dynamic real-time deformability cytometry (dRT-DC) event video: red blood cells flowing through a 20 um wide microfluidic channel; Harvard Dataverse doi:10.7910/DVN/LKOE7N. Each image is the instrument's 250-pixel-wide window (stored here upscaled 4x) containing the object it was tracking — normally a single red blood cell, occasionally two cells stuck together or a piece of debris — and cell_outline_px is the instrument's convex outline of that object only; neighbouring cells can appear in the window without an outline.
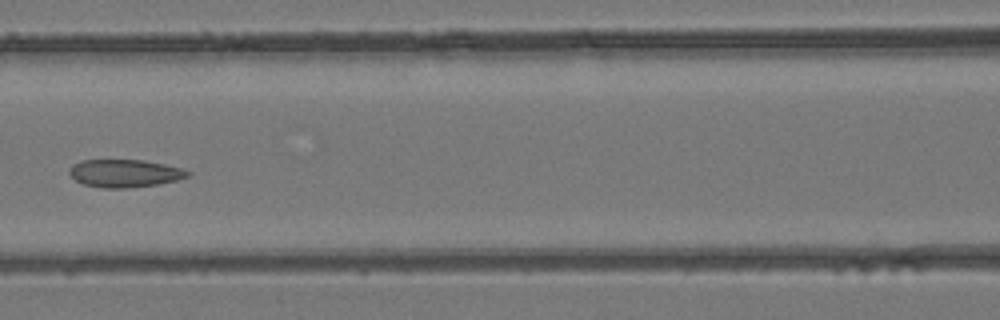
{"species": "common noctule bat (a hibernating species)", "species_latin": "Nyctalus noctula", "temperature_condition": "room temperature", "stored_images_in_passage": 6, "camera_frame_rate_fps": 3000, "um_per_image_px": 0.085, "animal": {"sex": "female", "body_mass_g": 24.6, "forearm_length_mm": 56.2}, "frame": {"image": 1, "passage_image": 5, "time_ms": 5.667, "image_size_px": [1000, 320], "cell_outline_px": [[192, 172], [188, 176], [176, 180], [156, 184], [124, 188], [104, 188], [84, 184], [76, 180], [68, 172], [72, 164], [84, 160], [144, 160], [164, 164], [180, 168]], "centroid_in_image_um": [10.59, 14.72], "position_along_channel_um": 156.0, "area_um2": 18.9}}
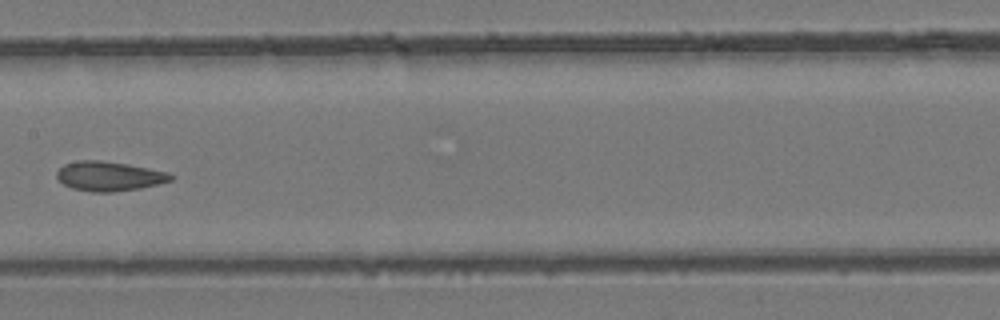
{"frame": {"image": 2, "passage_image": 6, "time_ms": 6.667, "image_size_px": [1000, 320], "cell_outline_px": [[172, 180], [140, 188], [112, 192], [92, 192], [72, 188], [64, 184], [56, 176], [56, 172], [64, 164], [80, 160], [100, 160], [128, 164], [168, 172], [172, 176]], "centroid_in_image_um": [9.25, 14.97], "position_along_channel_um": 198.2, "area_um2": 19.42}}